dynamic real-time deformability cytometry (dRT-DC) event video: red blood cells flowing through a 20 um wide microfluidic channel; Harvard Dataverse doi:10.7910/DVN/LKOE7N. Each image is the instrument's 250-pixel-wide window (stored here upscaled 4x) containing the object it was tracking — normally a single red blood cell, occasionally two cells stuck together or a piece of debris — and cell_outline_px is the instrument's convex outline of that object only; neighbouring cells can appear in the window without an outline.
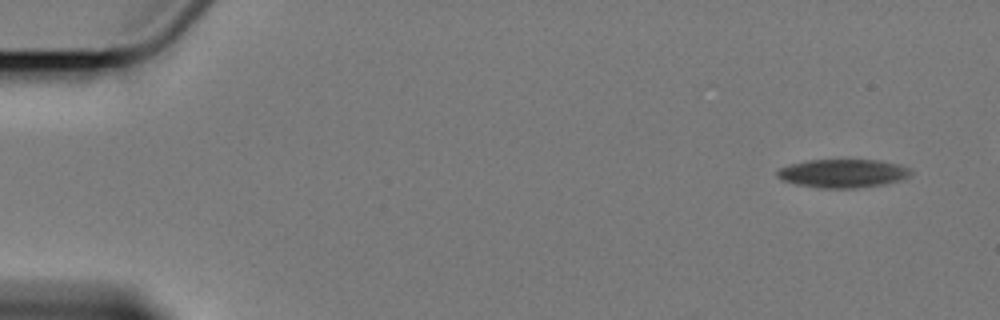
{"species": "Egyptian fruit bat (a non-hibernating species)", "species_latin": "Rousettus aegyptiacus", "temperature_condition": "cold", "stored_images_in_passage": 5, "camera_frame_rate_fps": 3000, "um_per_image_px": 0.085, "animal": {"sex": "female"}, "frame": {"image": 1, "passage_image": 1, "time_ms": 0.0, "image_size_px": [1000, 320], "cell_outline_px": [[912, 176], [900, 180], [884, 184], [856, 188], [816, 188], [796, 184], [780, 180], [776, 176], [776, 172], [780, 168], [792, 164], [808, 160], [880, 160], [900, 164], [912, 168]], "centroid_in_image_um": [71.68, 14.74], "position_along_channel_um": 13.3, "area_um2": 22.43}}